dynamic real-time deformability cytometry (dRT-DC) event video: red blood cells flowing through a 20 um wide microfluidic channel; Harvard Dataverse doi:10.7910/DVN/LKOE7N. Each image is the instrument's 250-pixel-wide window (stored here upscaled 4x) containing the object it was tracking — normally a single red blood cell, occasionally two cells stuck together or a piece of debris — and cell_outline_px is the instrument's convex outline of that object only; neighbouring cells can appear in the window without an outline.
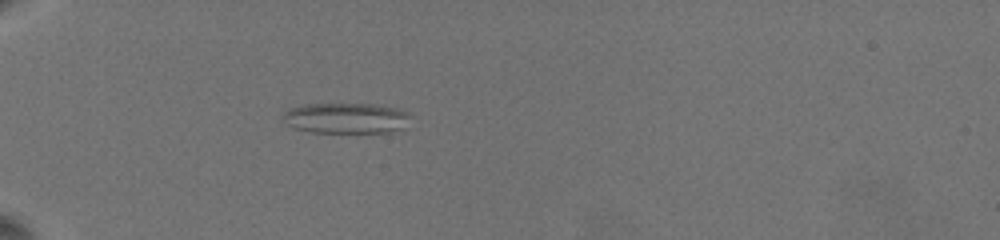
{"species": "common noctule bat (a hibernating species)", "species_latin": "Nyctalus noctula", "temperature_condition": "warm", "stored_images_in_passage": 6, "camera_frame_rate_fps": 3000, "um_per_image_px": 0.085, "animal": {"sex": "female", "body_mass_g": 19.5, "forearm_length_mm": 54.1}, "frame": {"image": 1, "passage_image": 5, "time_ms": 1.0, "image_size_px": [1000, 240], "cell_outline_px": [[408, 116], [404, 128], [388, 132], [312, 132], [296, 128], [288, 124], [280, 116], [284, 112], [292, 108], [304, 104], [376, 104], [396, 108], [408, 112]], "centroid_in_image_um": [29.4, 10.03], "position_along_channel_um": 55.6, "area_um2": 22.48}}